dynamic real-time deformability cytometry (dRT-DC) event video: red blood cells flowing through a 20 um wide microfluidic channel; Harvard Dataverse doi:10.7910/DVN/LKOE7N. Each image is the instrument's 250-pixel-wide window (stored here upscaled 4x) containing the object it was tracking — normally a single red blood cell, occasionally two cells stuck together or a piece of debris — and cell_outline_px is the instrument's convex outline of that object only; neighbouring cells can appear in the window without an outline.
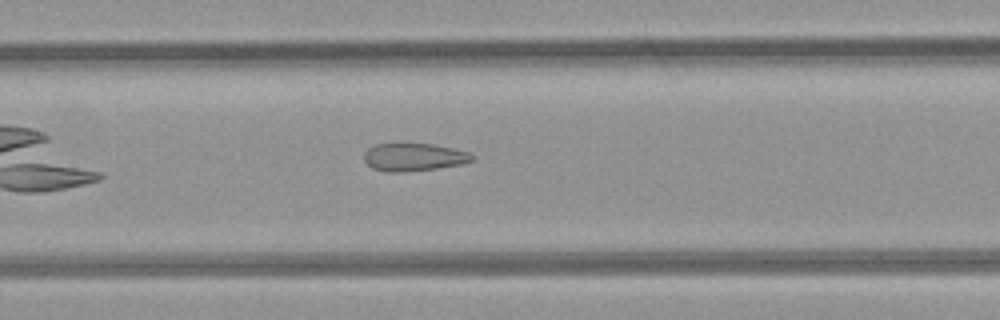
{"species": "common noctule bat (a hibernating species)", "species_latin": "Nyctalus noctula", "temperature_condition": "room temperature", "stored_images_in_passage": 27, "camera_frame_rate_fps": 3000, "um_per_image_px": 0.085, "animal": {"sex": "female", "body_mass_g": 21.9}, "frame": {"image": 1, "passage_image": 8, "time_ms": 2.333, "image_size_px": [1000, 320], "cell_outline_px": [[476, 156], [472, 160], [460, 164], [436, 168], [404, 172], [388, 172], [372, 168], [364, 160], [364, 152], [368, 148], [376, 144], [432, 144], [452, 148], [468, 152]], "centroid_in_image_um": [35.15, 13.35], "position_along_channel_um": 172.2, "area_um2": 17.34}}
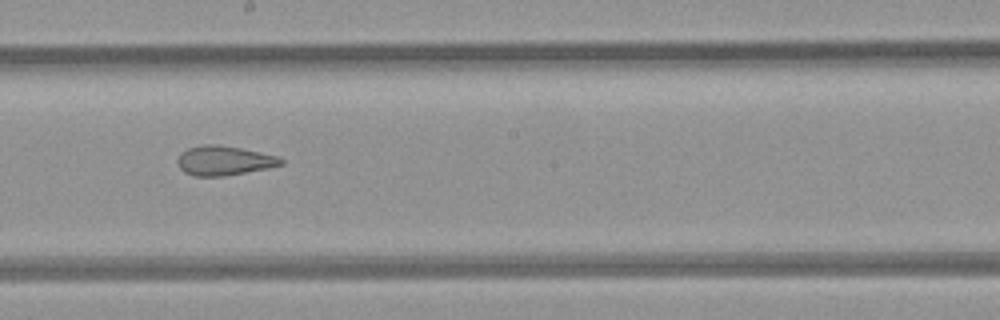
{"frame": {"image": 2, "passage_image": 12, "time_ms": 3.667, "image_size_px": [1000, 320], "cell_outline_px": [[284, 164], [268, 168], [224, 176], [196, 176], [184, 172], [180, 168], [176, 160], [180, 152], [188, 148], [204, 144], [216, 144], [240, 148], [260, 152], [276, 156], [284, 160]], "centroid_in_image_um": [19.02, 13.65], "position_along_channel_um": 229.2, "area_um2": 17.74}}